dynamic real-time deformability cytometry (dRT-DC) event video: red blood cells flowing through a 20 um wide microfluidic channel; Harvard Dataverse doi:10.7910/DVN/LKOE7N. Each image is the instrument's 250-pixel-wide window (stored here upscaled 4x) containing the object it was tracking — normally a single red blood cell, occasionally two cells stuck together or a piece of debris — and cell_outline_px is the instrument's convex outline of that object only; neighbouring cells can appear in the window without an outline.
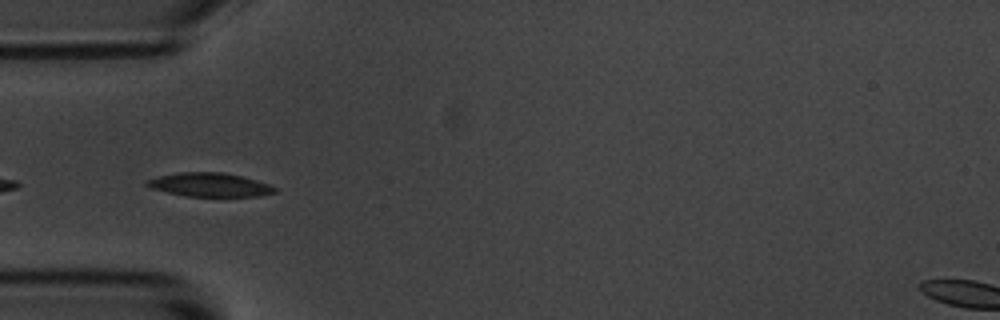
{"species": "common noctule bat (a hibernating species)", "species_latin": "Nyctalus noctula", "temperature_condition": "room temperature", "stored_images_in_passage": 5, "camera_frame_rate_fps": 3000, "um_per_image_px": 0.085, "animal": {"sex": "male", "body_mass_g": 20.1, "forearm_length_mm": 53.5}, "frame": {"image": 1, "passage_image": 3, "time_ms": 2.333, "image_size_px": [1000, 320], "cell_outline_px": [[276, 192], [260, 196], [184, 196], [148, 188], [144, 184], [144, 180], [160, 176], [180, 172], [224, 172], [256, 180], [268, 184], [276, 188]], "centroid_in_image_um": [17.76, 15.71], "position_along_channel_um": 67.2, "area_um2": 17.74}}
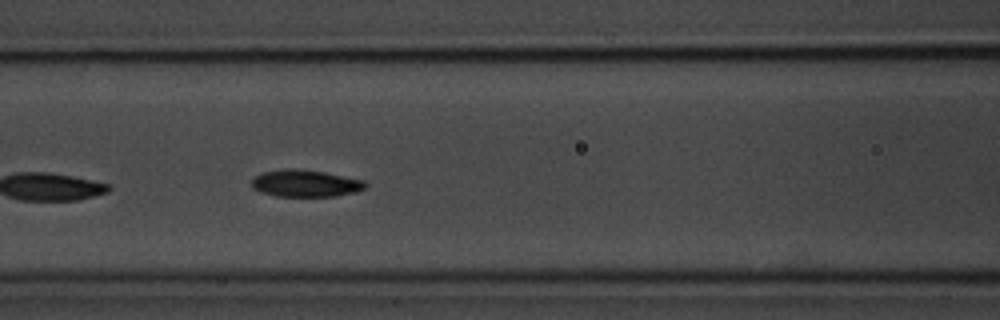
{"frame": {"image": 2, "passage_image": 5, "time_ms": 4.333, "image_size_px": [1000, 320], "cell_outline_px": [[368, 184], [364, 188], [356, 192], [336, 196], [276, 196], [260, 192], [252, 188], [252, 180], [256, 176], [264, 172], [324, 172], [364, 180]], "centroid_in_image_um": [26.03, 15.65], "position_along_channel_um": 140.6, "area_um2": 16.88}}